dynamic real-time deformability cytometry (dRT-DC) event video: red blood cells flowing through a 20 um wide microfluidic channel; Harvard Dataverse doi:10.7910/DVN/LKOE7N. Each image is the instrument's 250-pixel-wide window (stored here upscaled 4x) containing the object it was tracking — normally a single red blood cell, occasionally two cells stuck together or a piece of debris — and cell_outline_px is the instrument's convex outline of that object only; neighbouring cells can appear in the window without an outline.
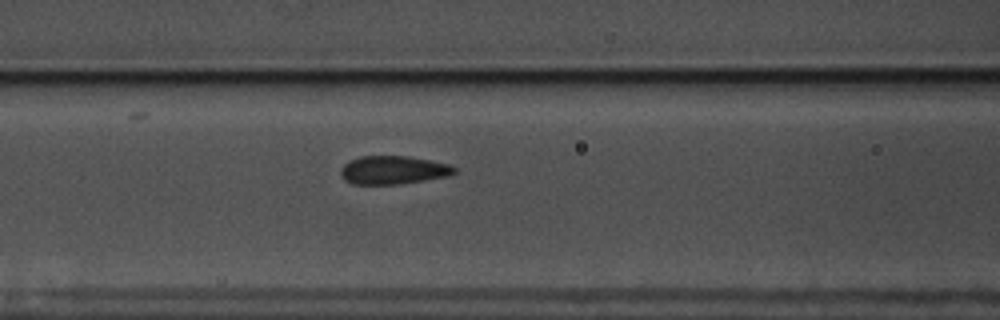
{"species": "common noctule bat (a hibernating species)", "species_latin": "Nyctalus noctula", "temperature_condition": "warm", "stored_images_in_passage": 48, "camera_frame_rate_fps": 3000, "um_per_image_px": 0.085, "animal": {"sex": "male", "body_mass_g": 17.5, "forearm_length_mm": 52.3}, "frame": {"image": 1, "passage_image": 15, "time_ms": 4.667, "image_size_px": [1000, 320], "cell_outline_px": [[456, 172], [448, 176], [400, 184], [352, 184], [344, 180], [340, 176], [340, 168], [344, 164], [360, 156], [408, 156], [448, 164], [456, 168]], "centroid_in_image_um": [33.39, 14.46], "position_along_channel_um": 133.2, "area_um2": 18.73}}
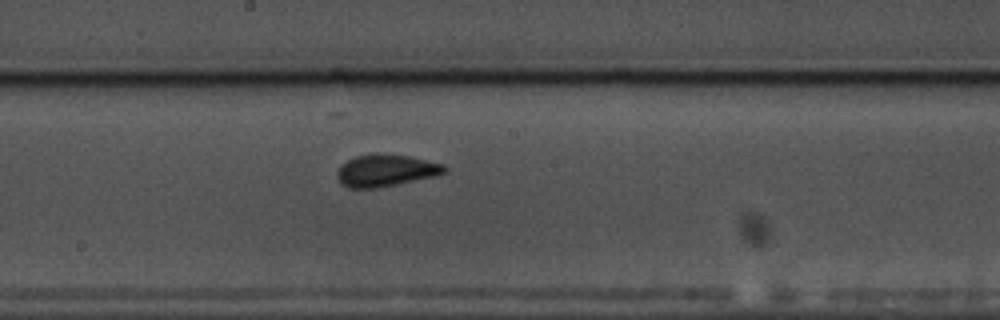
{"frame": {"image": 2, "passage_image": 22, "time_ms": 7.0, "image_size_px": [1000, 320], "cell_outline_px": [[448, 172], [436, 176], [376, 188], [348, 188], [340, 184], [336, 176], [336, 172], [340, 164], [356, 156], [408, 156], [444, 164], [448, 168]], "centroid_in_image_um": [32.79, 14.53], "position_along_channel_um": 215.4, "area_um2": 19.59}}
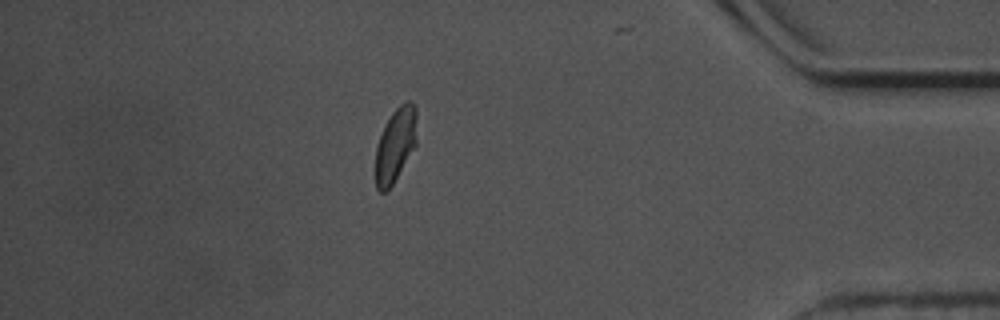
{"frame": {"image": 3, "passage_image": 41, "time_ms": 13.333, "image_size_px": [1000, 320], "cell_outline_px": [[416, 144], [392, 184], [384, 192], [380, 192], [376, 188], [376, 148], [380, 136], [392, 112], [400, 104], [408, 100], [412, 100], [416, 108]], "centroid_in_image_um": [33.62, 12.27], "position_along_channel_um": 401.6, "area_um2": 17.46}}